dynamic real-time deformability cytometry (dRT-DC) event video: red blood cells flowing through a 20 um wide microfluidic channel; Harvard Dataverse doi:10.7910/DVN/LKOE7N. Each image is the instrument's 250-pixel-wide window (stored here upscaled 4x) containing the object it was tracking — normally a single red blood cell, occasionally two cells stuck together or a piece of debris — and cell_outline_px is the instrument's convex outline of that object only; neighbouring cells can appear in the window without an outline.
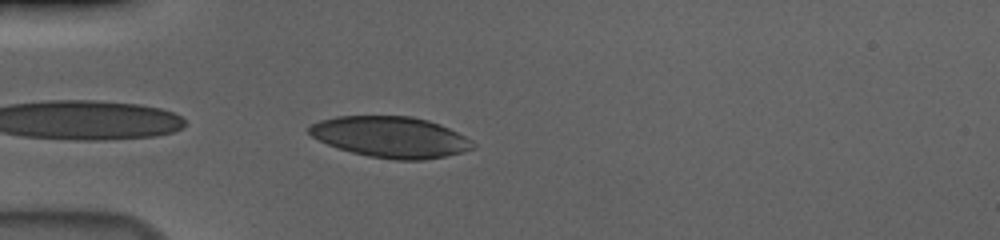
{"species": "human", "species_latin": "Homo sapiens", "temperature_condition": "cold", "stored_images_in_passage": 40, "camera_frame_rate_fps": 3000, "um_per_image_px": 0.085, "donor": {"sex": "male"}, "frame": {"image": 1, "passage_image": 1, "time_ms": 0.0, "image_size_px": [1000, 240], "cell_outline_px": [[476, 148], [444, 156], [424, 160], [396, 160], [368, 156], [336, 148], [312, 136], [308, 132], [308, 124], [320, 120], [336, 116], [412, 116], [428, 120], [440, 124], [472, 140], [476, 144]], "centroid_in_image_um": [33.19, 11.64], "position_along_channel_um": 51.8, "area_um2": 39.19}}
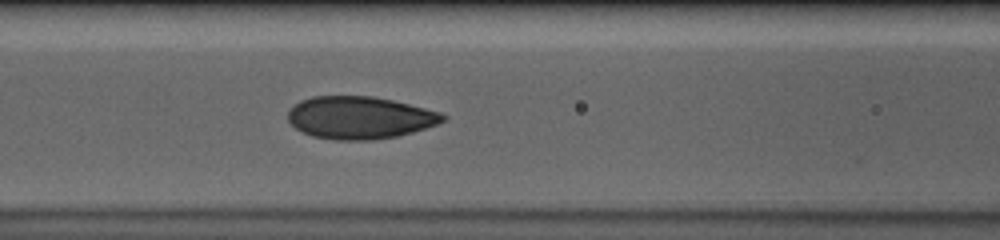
{"frame": {"image": 2, "passage_image": 9, "time_ms": 2.667, "image_size_px": [1000, 240], "cell_outline_px": [[448, 116], [444, 120], [436, 124], [412, 132], [396, 136], [372, 140], [336, 140], [312, 136], [296, 128], [288, 120], [288, 112], [300, 100], [312, 96], [372, 96], [392, 100], [440, 112]], "centroid_in_image_um": [30.57, 9.99], "position_along_channel_um": 136.0, "area_um2": 38.03}}
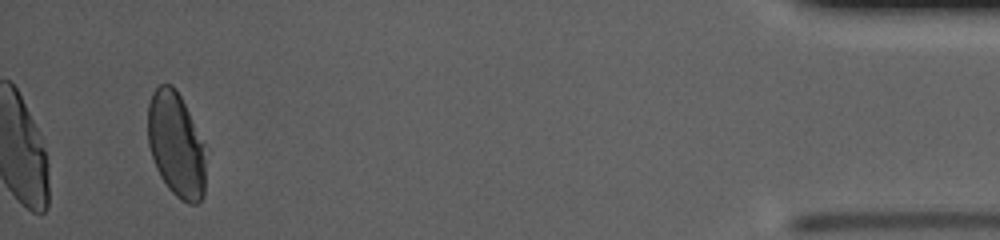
{"frame": {"image": 3, "passage_image": 38, "time_ms": 12.333, "image_size_px": [1000, 240], "cell_outline_px": [[204, 196], [196, 204], [188, 204], [180, 200], [168, 188], [160, 176], [156, 168], [148, 144], [148, 104], [152, 92], [160, 84], [172, 84], [180, 96], [204, 144]], "centroid_in_image_um": [14.95, 12.32], "position_along_channel_um": 420.3, "area_um2": 35.14}, "authors_computed_cell_mechanics": {"area_um2": 37.9168, "velocity_mm_per_s": 3.6783, "shape_relaxation_time_tau1_ms": 5.5689, "shape_relaxation_time_tau2_ms": 0.7849, "deformation_change_tau1": 0.1412, "deformation_change_tau2": 0.0518}}